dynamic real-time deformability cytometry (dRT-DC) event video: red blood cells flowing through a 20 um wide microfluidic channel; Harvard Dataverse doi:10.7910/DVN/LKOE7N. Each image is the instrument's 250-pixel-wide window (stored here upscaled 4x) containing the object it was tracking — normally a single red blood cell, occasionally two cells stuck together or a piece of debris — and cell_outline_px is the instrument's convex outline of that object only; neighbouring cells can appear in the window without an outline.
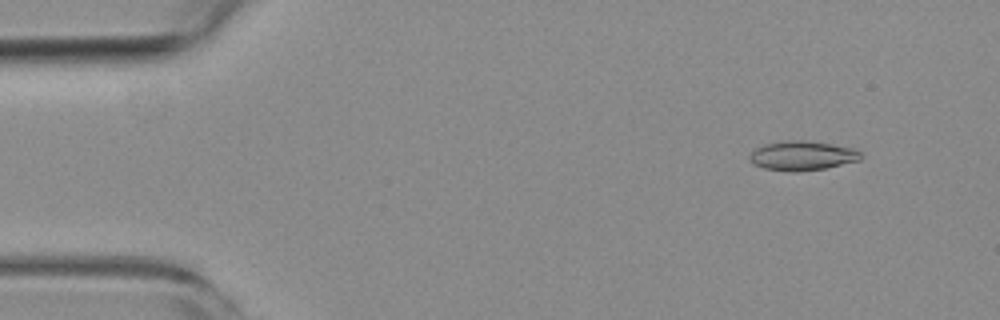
{"species": "common noctule bat (a hibernating species)", "species_latin": "Nyctalus noctula", "temperature_condition": "room temperature", "stored_images_in_passage": 52, "camera_frame_rate_fps": 3000, "um_per_image_px": 0.085, "animal": {"sex": "female", "body_mass_g": 19.3, "forearm_length_mm": 54.1}, "frame": {"image": 1, "passage_image": 5, "time_ms": 1.333, "image_size_px": [1000, 320], "cell_outline_px": [[864, 156], [860, 160], [824, 168], [796, 172], [792, 172], [764, 168], [752, 164], [748, 156], [756, 148], [764, 144], [788, 140], [804, 140], [832, 144], [856, 148]], "centroid_in_image_um": [68.2, 13.23], "position_along_channel_um": 16.8, "area_um2": 19.13}}
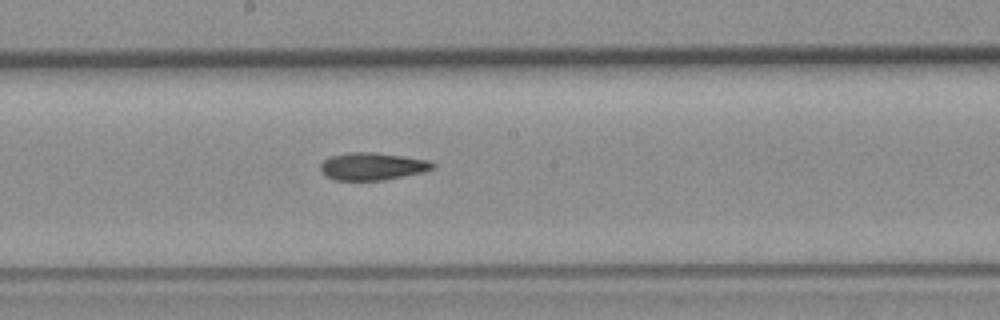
{"frame": {"image": 2, "passage_image": 28, "time_ms": 9.0, "image_size_px": [1000, 320], "cell_outline_px": [[436, 164], [432, 168], [424, 172], [384, 180], [336, 180], [328, 176], [320, 168], [320, 164], [324, 160], [332, 156], [352, 152], [372, 152], [428, 160]], "centroid_in_image_um": [31.67, 14.14], "position_along_channel_um": 216.5, "area_um2": 17.63}}
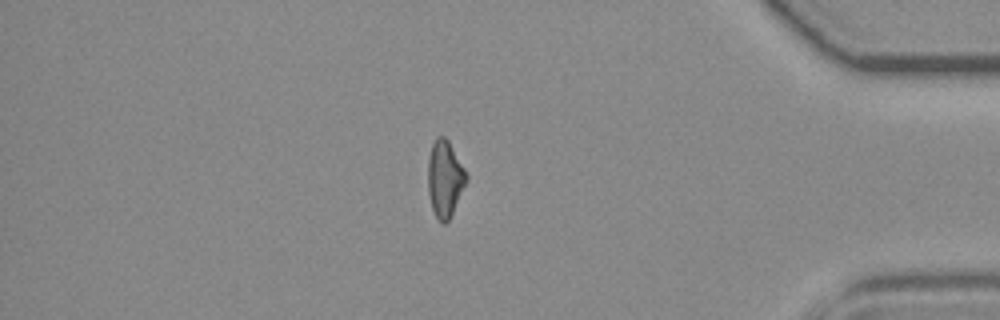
{"frame": {"image": 3, "passage_image": 45, "time_ms": 14.667, "image_size_px": [1000, 320], "cell_outline_px": [[468, 180], [448, 220], [444, 224], [440, 224], [432, 208], [428, 192], [428, 160], [432, 144], [436, 136], [444, 136], [448, 140], [464, 168], [468, 176]], "centroid_in_image_um": [37.81, 15.18], "position_along_channel_um": 397.4, "area_um2": 16.99}}